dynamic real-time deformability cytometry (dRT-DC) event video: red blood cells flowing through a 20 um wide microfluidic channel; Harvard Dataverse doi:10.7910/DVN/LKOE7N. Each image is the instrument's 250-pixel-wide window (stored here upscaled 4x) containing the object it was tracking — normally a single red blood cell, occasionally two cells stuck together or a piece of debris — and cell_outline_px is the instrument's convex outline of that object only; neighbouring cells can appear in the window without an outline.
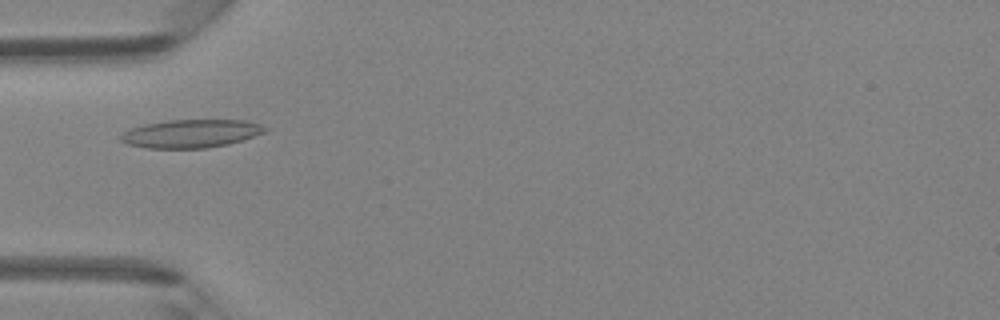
{"species": "Egyptian fruit bat (a non-hibernating species)", "species_latin": "Rousettus aegyptiacus", "temperature_condition": "room temperature", "stored_images_in_passage": 4, "camera_frame_rate_fps": 3000, "um_per_image_px": 0.085, "animal": {"sex": "female"}, "frame": {"image": 1, "passage_image": 4, "time_ms": 3.333, "image_size_px": [1000, 320], "cell_outline_px": [[268, 128], [264, 132], [228, 144], [204, 148], [148, 148], [128, 144], [120, 140], [120, 136], [124, 132], [132, 128], [144, 124], [168, 120], [244, 120], [260, 124]], "centroid_in_image_um": [16.21, 11.35], "position_along_channel_um": 68.8, "area_um2": 23.41}}